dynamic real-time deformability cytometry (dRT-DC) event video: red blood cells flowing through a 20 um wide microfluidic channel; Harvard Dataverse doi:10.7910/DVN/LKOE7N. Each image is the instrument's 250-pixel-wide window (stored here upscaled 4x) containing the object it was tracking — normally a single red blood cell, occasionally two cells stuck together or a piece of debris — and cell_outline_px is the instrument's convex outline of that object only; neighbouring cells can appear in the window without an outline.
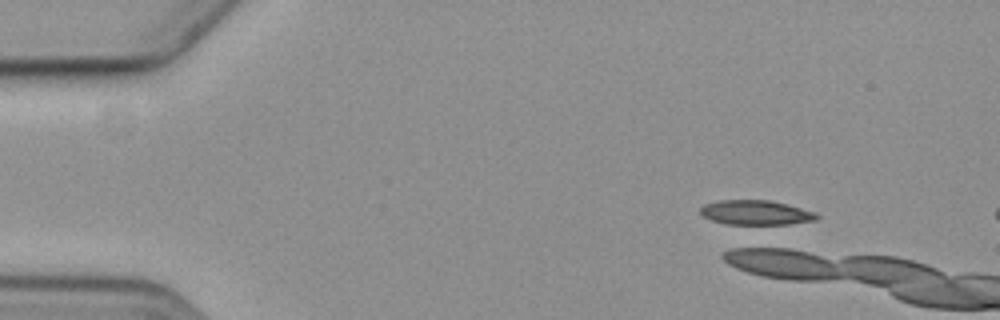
{"species": "common noctule bat (a hibernating species)", "species_latin": "Nyctalus noctula", "temperature_condition": "cold", "stored_images_in_passage": 3, "camera_frame_rate_fps": 3000, "um_per_image_px": 0.085, "animal": {"sex": "female", "body_mass_g": 19.3, "forearm_length_mm": 54.1}, "frame": {"image": 1, "passage_image": 1, "time_ms": 0.0, "image_size_px": [1000, 320], "cell_outline_px": [[820, 216], [816, 220], [788, 224], [724, 224], [712, 220], [704, 216], [700, 212], [700, 208], [704, 204], [720, 200], [768, 200], [800, 208], [812, 212]], "centroid_in_image_um": [64.2, 18.07], "position_along_channel_um": 20.8, "area_um2": 16.42}}